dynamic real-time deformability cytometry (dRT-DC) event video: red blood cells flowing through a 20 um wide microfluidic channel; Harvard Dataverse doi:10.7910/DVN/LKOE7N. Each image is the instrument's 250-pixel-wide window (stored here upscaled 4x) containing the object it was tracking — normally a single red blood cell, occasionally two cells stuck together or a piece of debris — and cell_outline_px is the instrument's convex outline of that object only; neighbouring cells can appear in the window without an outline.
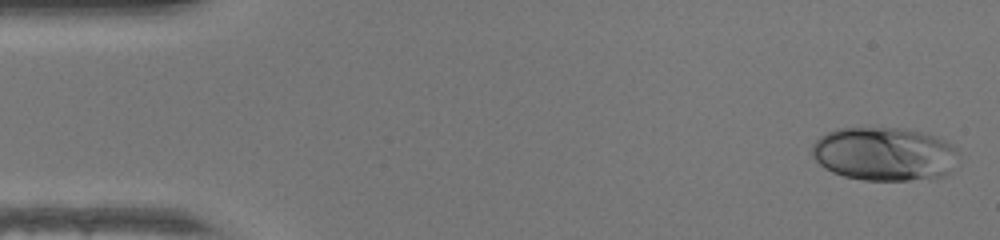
{"species": "human", "species_latin": "Homo sapiens", "temperature_condition": "warm", "stored_images_in_passage": 46, "camera_frame_rate_fps": 3000, "um_per_image_px": 0.085, "donor": {"sex": "female"}, "frame": {"image": 1, "passage_image": 1, "time_ms": 0.0, "image_size_px": [1000, 240], "cell_outline_px": [[960, 148], [948, 172], [944, 176], [908, 180], [864, 180], [844, 176], [832, 172], [824, 168], [812, 156], [812, 144], [820, 136], [828, 132], [840, 128], [896, 128], [924, 132], [936, 136]], "centroid_in_image_um": [75.15, 13.08], "position_along_channel_um": 9.9, "area_um2": 45.66}}
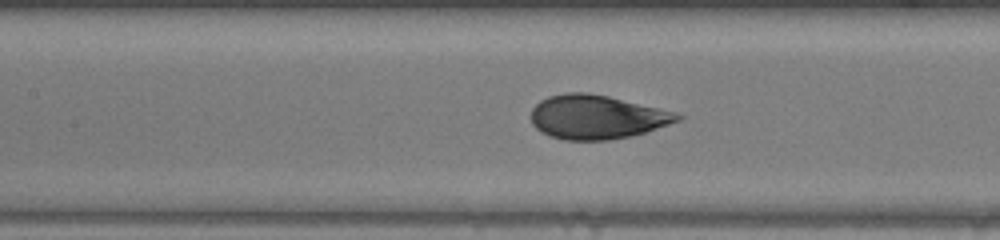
{"frame": {"image": 2, "passage_image": 20, "time_ms": 6.333, "image_size_px": [1000, 240], "cell_outline_px": [[684, 116], [680, 120], [632, 136], [608, 140], [564, 140], [548, 136], [536, 128], [532, 124], [532, 108], [540, 100], [548, 96], [564, 92], [588, 92], [608, 96], [676, 112]], "centroid_in_image_um": [50.69, 9.94], "position_along_channel_um": 156.7, "area_um2": 37.51}}
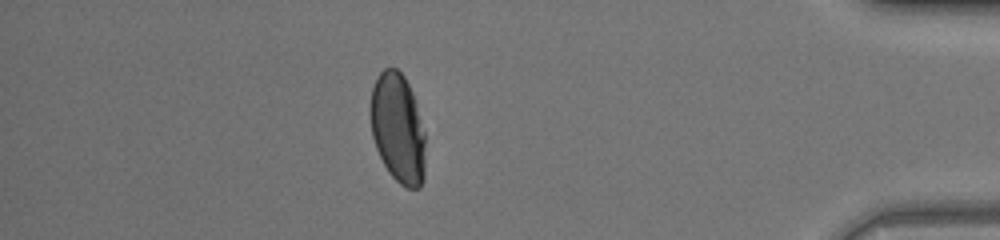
{"frame": {"image": 3, "passage_image": 40, "time_ms": 13.0, "image_size_px": [1000, 240], "cell_outline_px": [[424, 180], [420, 188], [408, 188], [400, 184], [388, 172], [376, 148], [372, 136], [372, 88], [376, 76], [384, 68], [396, 68], [404, 76], [412, 92], [424, 132]], "centroid_in_image_um": [33.82, 10.92], "position_along_channel_um": 401.4, "area_um2": 34.62}, "authors_computed_cell_mechanics": {"area_um2": 38.0035, "velocity_mm_per_s": 4.3648, "shape_relaxation_time_tau1_ms": 4.827, "shape_relaxation_time_tau2_ms": null, "deformation_change_tau1": 0.1756, "deformation_change_tau2": null}}